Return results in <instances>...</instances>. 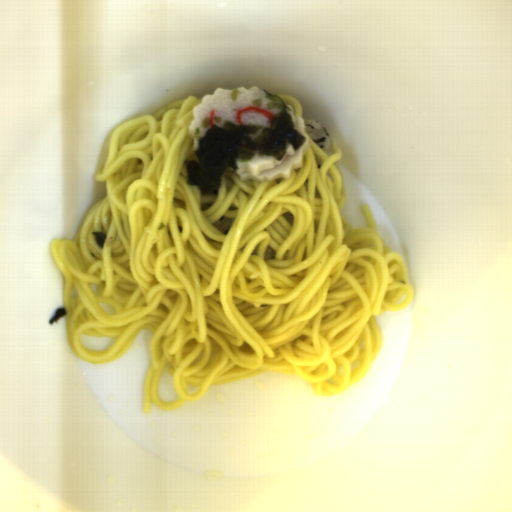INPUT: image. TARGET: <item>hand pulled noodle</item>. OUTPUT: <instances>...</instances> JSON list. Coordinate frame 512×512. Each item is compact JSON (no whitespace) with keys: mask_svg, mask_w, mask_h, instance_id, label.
Masks as SVG:
<instances>
[{"mask_svg":"<svg viewBox=\"0 0 512 512\" xmlns=\"http://www.w3.org/2000/svg\"><path fill=\"white\" fill-rule=\"evenodd\" d=\"M202 98L189 94L116 127L93 177L105 196L72 240L50 241L71 352L112 363L149 330L145 414L267 371L295 376L318 396L341 393L380 352L376 316L414 300L403 256L367 204L366 227L352 226L342 212L341 149L333 144L328 155L306 134L308 150L289 178L242 181L227 169L216 192L188 185L186 165L198 159L189 127ZM91 231L106 233L103 249ZM82 334L116 339L89 351ZM166 365L176 402L156 394Z\"/></svg>","mask_w":512,"mask_h":512,"instance_id":"obj_1","label":"hand pulled noodle"},{"mask_svg":"<svg viewBox=\"0 0 512 512\" xmlns=\"http://www.w3.org/2000/svg\"><path fill=\"white\" fill-rule=\"evenodd\" d=\"M275 95V94H273ZM278 96L287 106L288 105H292L293 107V111H294V115L296 117H299V118H302L303 119V109H302V104L299 103L294 97H291L289 95H276Z\"/></svg>","mask_w":512,"mask_h":512,"instance_id":"obj_2","label":"hand pulled noodle"}]
</instances>
